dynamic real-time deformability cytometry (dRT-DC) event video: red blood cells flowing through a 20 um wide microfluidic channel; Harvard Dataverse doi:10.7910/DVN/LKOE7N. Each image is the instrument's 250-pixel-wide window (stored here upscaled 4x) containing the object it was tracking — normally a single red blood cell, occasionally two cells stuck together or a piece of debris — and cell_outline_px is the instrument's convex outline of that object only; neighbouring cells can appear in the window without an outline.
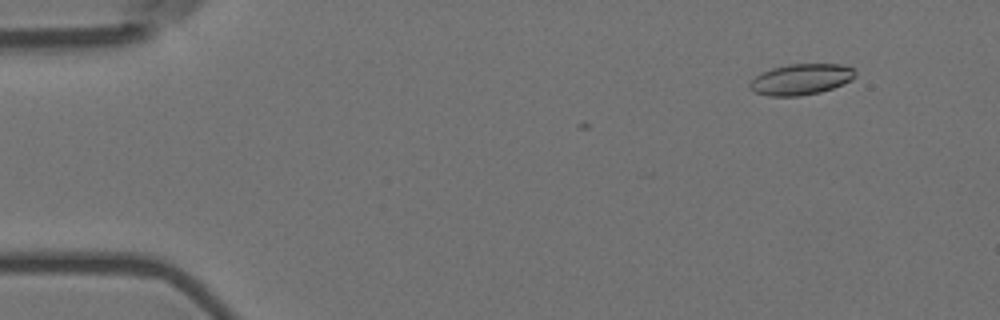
{"species": "Egyptian fruit bat (a non-hibernating species)", "species_latin": "Rousettus aegyptiacus", "temperature_condition": "room temperature", "stored_images_in_passage": 2, "camera_frame_rate_fps": 3000, "um_per_image_px": 0.085, "animal": {"sex": "female"}, "frame": {"image": 1, "passage_image": 2, "time_ms": 0.333, "image_size_px": [1000, 320], "cell_outline_px": [[856, 76], [852, 80], [832, 88], [820, 92], [800, 96], [768, 96], [756, 92], [748, 88], [748, 84], [760, 72], [772, 68], [788, 64], [840, 64], [852, 68], [856, 72]], "centroid_in_image_um": [68.07, 6.74], "position_along_channel_um": 16.9, "area_um2": 19.07}}